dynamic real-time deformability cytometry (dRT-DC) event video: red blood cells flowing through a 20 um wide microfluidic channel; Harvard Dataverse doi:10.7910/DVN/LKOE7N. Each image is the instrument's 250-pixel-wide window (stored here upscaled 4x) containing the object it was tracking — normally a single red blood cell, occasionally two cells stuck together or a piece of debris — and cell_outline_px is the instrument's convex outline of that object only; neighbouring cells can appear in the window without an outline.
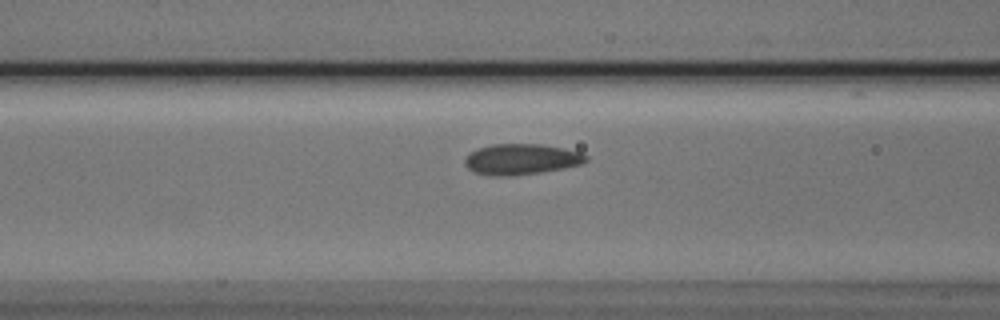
{"species": "Egyptian fruit bat (a non-hibernating species)", "species_latin": "Rousettus aegyptiacus", "temperature_condition": "cold", "stored_images_in_passage": 42, "camera_frame_rate_fps": 3000, "um_per_image_px": 0.085, "animal": {"sex": "male"}, "frame": {"image": 1, "passage_image": 7, "time_ms": 2.0, "image_size_px": [1000, 320], "cell_outline_px": [[588, 160], [580, 164], [564, 168], [540, 172], [512, 176], [488, 176], [472, 172], [464, 164], [464, 160], [476, 148], [492, 144], [540, 144], [564, 148], [580, 152], [588, 156]], "centroid_in_image_um": [44.28, 13.54], "position_along_channel_um": 122.3, "area_um2": 21.85}}
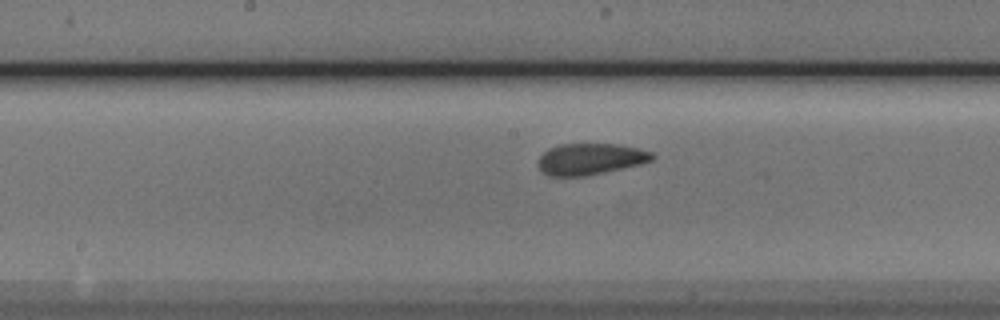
{"frame": {"image": 2, "passage_image": 13, "time_ms": 4.0, "image_size_px": [1000, 320], "cell_outline_px": [[656, 156], [652, 160], [640, 164], [604, 172], [584, 176], [548, 176], [540, 168], [540, 156], [548, 148], [560, 144], [616, 144], [640, 148], [652, 152]], "centroid_in_image_um": [50.21, 13.5], "position_along_channel_um": 198.0, "area_um2": 20.69}}
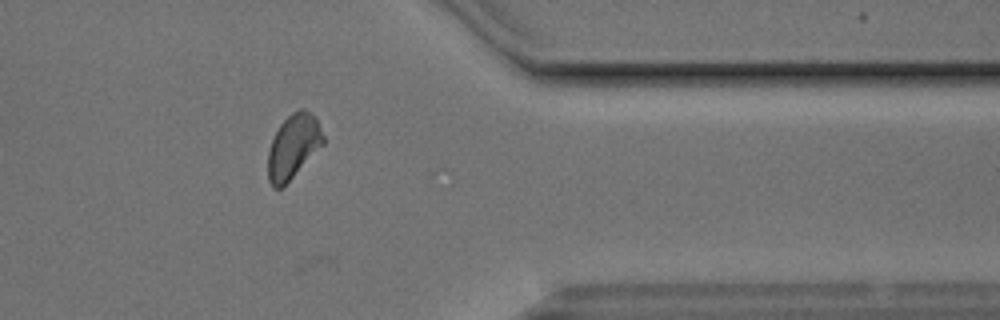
{"frame": {"image": 3, "passage_image": 29, "time_ms": 9.333, "image_size_px": [1000, 320], "cell_outline_px": [[324, 144], [280, 188], [272, 188], [268, 180], [268, 152], [272, 140], [280, 124], [292, 112], [300, 108], [304, 108], [316, 116], [324, 136]], "centroid_in_image_um": [24.93, 12.41], "position_along_channel_um": 386.5, "area_um2": 20.4}, "authors_computed_cell_mechanics": {"area_um2": 20.6924, "velocity_mm_per_s": 3.7912, "shape_relaxation_time_tau1_ms": 4.8199, "shape_relaxation_time_tau2_ms": 1.35, "deformation_change_tau1": 0.0954, "deformation_change_tau2": 0.0511}}